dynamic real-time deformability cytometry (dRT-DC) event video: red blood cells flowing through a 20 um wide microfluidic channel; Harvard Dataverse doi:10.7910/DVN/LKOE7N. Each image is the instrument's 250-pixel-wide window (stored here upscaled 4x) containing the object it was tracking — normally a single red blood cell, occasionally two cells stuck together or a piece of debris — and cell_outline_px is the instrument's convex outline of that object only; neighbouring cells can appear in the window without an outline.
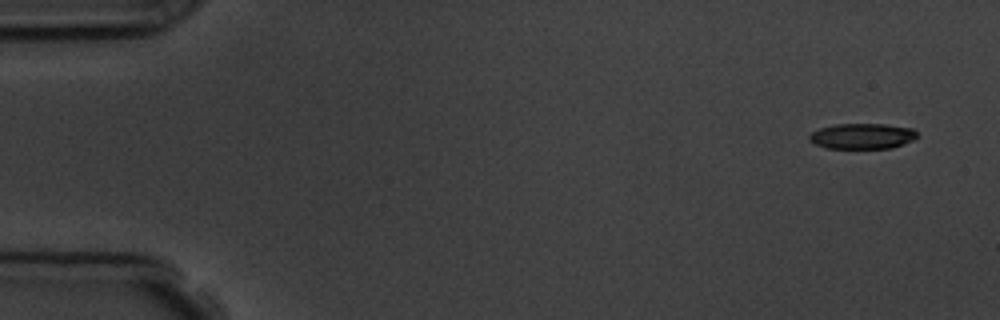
{"species": "common noctule bat (a hibernating species)", "species_latin": "Nyctalus noctula", "temperature_condition": "room temperature", "stored_images_in_passage": 5, "camera_frame_rate_fps": 3000, "um_per_image_px": 0.085, "animal": {"sex": "male", "body_mass_g": 19.5, "forearm_length_mm": 54.6}, "frame": {"image": 1, "passage_image": 1, "time_ms": 0.0, "image_size_px": [1000, 320], "cell_outline_px": [[916, 136], [912, 140], [892, 148], [828, 148], [816, 144], [808, 140], [808, 136], [812, 132], [820, 128], [836, 124], [884, 124], [912, 128], [916, 132]], "centroid_in_image_um": [73.26, 11.57], "position_along_channel_um": 11.7, "area_um2": 15.9}}
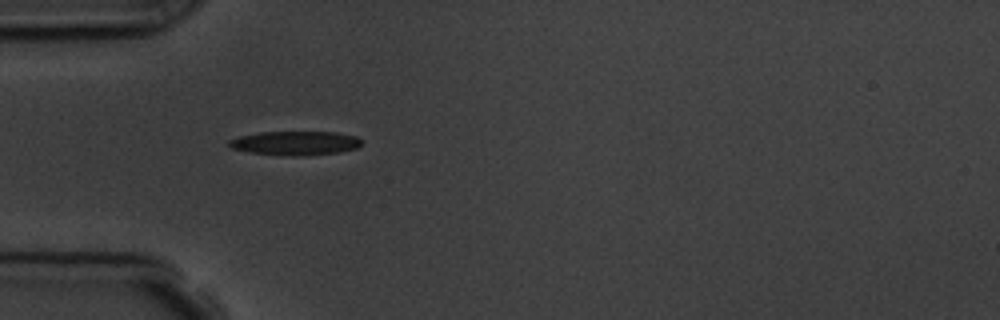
{"frame": {"image": 2, "passage_image": 5, "time_ms": 4.667, "image_size_px": [1000, 320], "cell_outline_px": [[364, 140], [356, 148], [340, 152], [304, 156], [280, 156], [252, 152], [232, 148], [228, 144], [228, 140], [240, 136], [260, 132], [336, 132], [356, 136]], "centroid_in_image_um": [25.12, 12.17], "position_along_channel_um": 59.9, "area_um2": 18.67}}